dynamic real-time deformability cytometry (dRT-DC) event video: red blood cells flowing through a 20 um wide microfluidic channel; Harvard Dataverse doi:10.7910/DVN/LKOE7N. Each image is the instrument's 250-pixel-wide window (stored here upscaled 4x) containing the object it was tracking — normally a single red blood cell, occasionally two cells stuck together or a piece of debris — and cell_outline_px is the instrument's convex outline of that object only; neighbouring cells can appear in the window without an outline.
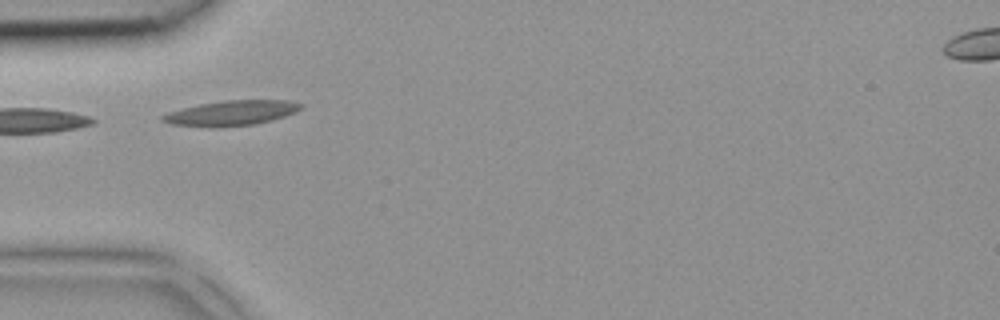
{"species": "common noctule bat (a hibernating species)", "species_latin": "Nyctalus noctula", "temperature_condition": "room temperature", "stored_images_in_passage": 8, "camera_frame_rate_fps": 3000, "um_per_image_px": 0.085, "animal": {"sex": "female", "body_mass_g": 18.4}, "frame": {"image": 1, "passage_image": 1, "time_ms": 0.0, "image_size_px": [1000, 320], "cell_outline_px": [[304, 108], [296, 112], [272, 120], [256, 124], [220, 128], [208, 128], [168, 124], [160, 120], [160, 116], [168, 112], [200, 104], [224, 100], [288, 100], [304, 104]], "centroid_in_image_um": [19.65, 9.63], "position_along_channel_um": 65.3, "area_um2": 20.63}}